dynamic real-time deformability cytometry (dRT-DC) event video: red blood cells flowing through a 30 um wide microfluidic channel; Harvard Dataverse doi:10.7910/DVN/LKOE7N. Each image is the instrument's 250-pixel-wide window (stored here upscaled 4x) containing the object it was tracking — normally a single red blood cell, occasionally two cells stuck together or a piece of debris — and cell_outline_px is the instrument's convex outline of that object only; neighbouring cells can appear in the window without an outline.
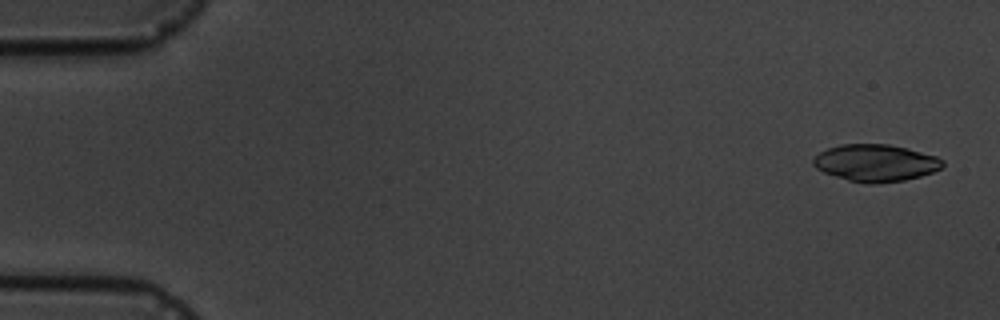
{"species": "common noctule bat (a hibernating species)", "species_latin": "Nyctalus noctula", "temperature_condition": "cold", "stored_images_in_passage": 5, "camera_frame_rate_fps": 3000, "um_per_image_px": 0.085, "animal": {"sex": "male", "body_mass_g": 19.5, "forearm_length_mm": 54.6}, "frame": {"image": 1, "passage_image": 1, "time_ms": 0.0, "image_size_px": [1000, 320], "cell_outline_px": [[944, 164], [940, 168], [932, 172], [920, 176], [904, 180], [876, 184], [864, 184], [848, 180], [824, 172], [816, 168], [812, 164], [812, 160], [820, 152], [828, 148], [840, 144], [888, 144], [908, 148], [936, 156], [944, 160]], "centroid_in_image_um": [74.42, 13.85], "position_along_channel_um": 10.6, "area_um2": 27.98}}
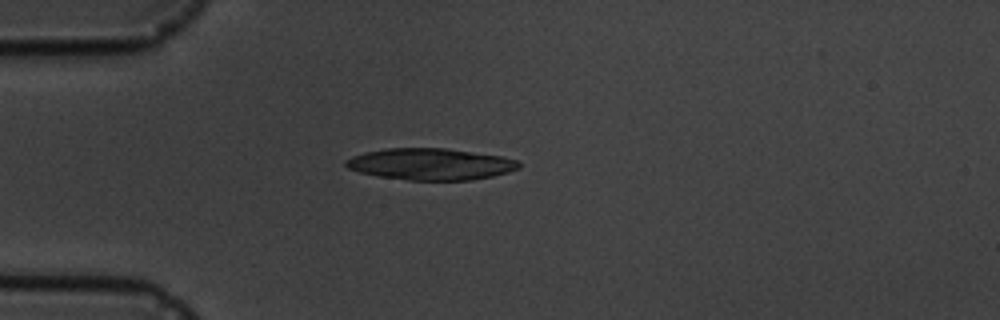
{"frame": {"image": 2, "passage_image": 5, "time_ms": 4.333, "image_size_px": [1000, 320], "cell_outline_px": [[520, 168], [508, 172], [492, 176], [472, 180], [408, 180], [376, 176], [360, 172], [348, 168], [344, 164], [344, 160], [352, 156], [364, 152], [388, 148], [448, 148], [500, 156], [516, 160], [520, 164]], "centroid_in_image_um": [36.57, 13.95], "position_along_channel_um": 48.4, "area_um2": 31.91}}